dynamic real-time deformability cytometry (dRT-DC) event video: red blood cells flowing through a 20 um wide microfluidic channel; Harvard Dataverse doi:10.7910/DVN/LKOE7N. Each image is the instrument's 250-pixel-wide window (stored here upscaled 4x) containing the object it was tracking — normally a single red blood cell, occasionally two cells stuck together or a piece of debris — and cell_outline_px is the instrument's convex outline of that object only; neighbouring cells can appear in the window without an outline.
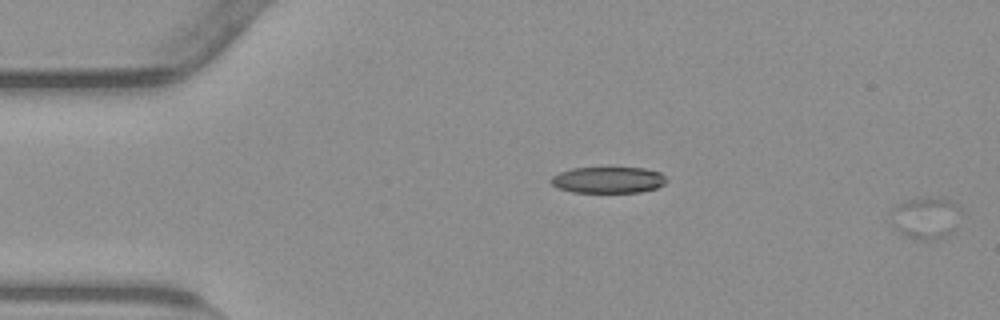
{"species": "common noctule bat (a hibernating species)", "species_latin": "Nyctalus noctula", "temperature_condition": "warm", "stored_images_in_passage": 37, "camera_frame_rate_fps": 3000, "um_per_image_px": 0.085, "animal": {"sex": "male", "body_mass_g": 23.1, "forearm_length_mm": 52.7}, "frame": {"image": 1, "passage_image": 1, "time_ms": 0.0, "image_size_px": [1000, 320], "cell_outline_px": [[964, 212], [952, 232], [944, 240], [920, 240], [908, 236], [900, 232], [892, 224], [892, 208], [896, 204], [908, 200], [924, 196], [940, 196], [960, 204]], "centroid_in_image_um": [78.79, 18.49], "position_along_channel_um": 6.2, "area_um2": 17.92}}
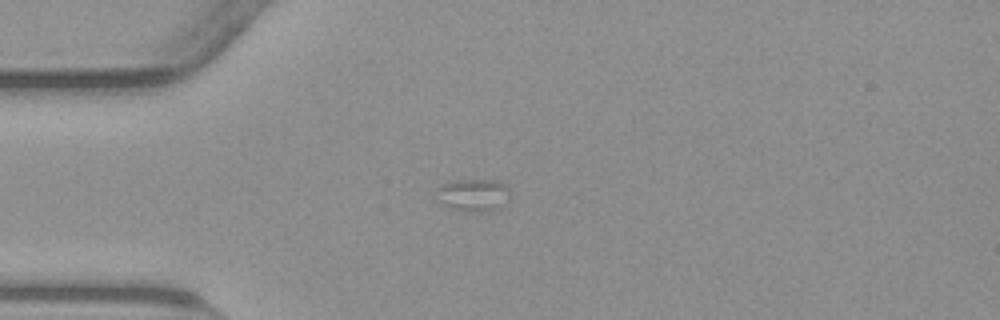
{"frame": {"image": 2, "passage_image": 16, "time_ms": 5.0, "image_size_px": [1000, 320], "cell_outline_px": [[508, 200], [488, 212], [468, 212], [444, 204], [436, 188], [440, 184], [452, 180], [500, 180], [508, 188]], "centroid_in_image_um": [40.26, 16.54], "position_along_channel_um": 44.7, "area_um2": 13.58}}